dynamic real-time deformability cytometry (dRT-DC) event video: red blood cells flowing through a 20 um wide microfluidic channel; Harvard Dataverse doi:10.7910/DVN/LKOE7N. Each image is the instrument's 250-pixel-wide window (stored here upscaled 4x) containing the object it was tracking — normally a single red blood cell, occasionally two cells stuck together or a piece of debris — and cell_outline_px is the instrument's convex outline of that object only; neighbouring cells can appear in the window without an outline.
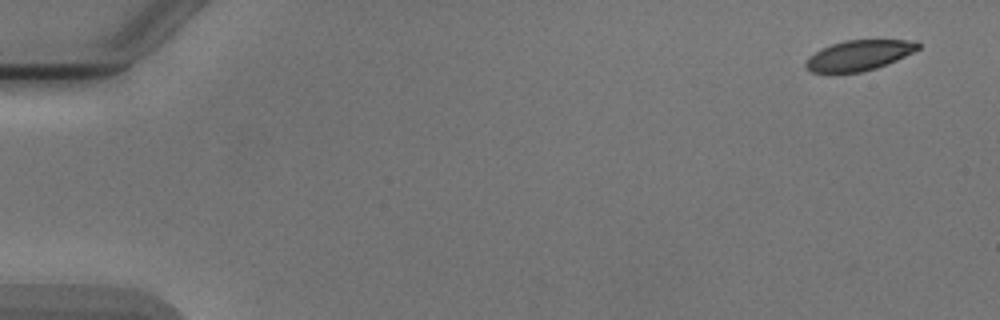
{"species": "Egyptian fruit bat (a non-hibernating species)", "species_latin": "Rousettus aegyptiacus", "temperature_condition": "cold", "stored_images_in_passage": 5, "camera_frame_rate_fps": 3000, "um_per_image_px": 0.085, "animal": {"sex": "male"}, "frame": {"image": 1, "passage_image": 1, "time_ms": 0.0, "image_size_px": [1000, 320], "cell_outline_px": [[920, 48], [896, 60], [876, 68], [860, 72], [812, 72], [804, 64], [808, 56], [820, 48], [844, 40], [916, 40], [920, 44]], "centroid_in_image_um": [73.0, 4.69], "position_along_channel_um": 12.0, "area_um2": 19.71}}